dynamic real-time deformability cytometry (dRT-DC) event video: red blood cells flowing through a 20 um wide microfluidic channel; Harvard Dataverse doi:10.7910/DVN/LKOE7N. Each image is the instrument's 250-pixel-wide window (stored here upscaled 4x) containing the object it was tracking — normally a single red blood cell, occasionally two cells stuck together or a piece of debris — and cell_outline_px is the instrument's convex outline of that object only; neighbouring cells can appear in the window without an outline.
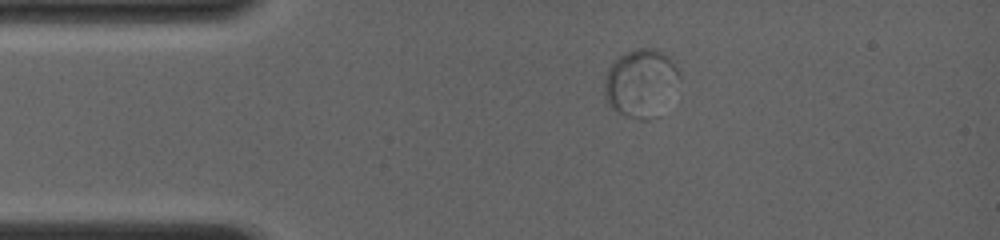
{"species": "common noctule bat (a hibernating species)", "species_latin": "Nyctalus noctula", "temperature_condition": "room temperature", "stored_images_in_passage": 47, "camera_frame_rate_fps": 4000, "um_per_image_px": 0.085, "animal": {"sex": "female", "body_mass_g": 19.0, "forearm_length_mm": 56.7}, "frame": {"image": 1, "passage_image": 1, "time_ms": 0.0, "image_size_px": [1000, 240], "cell_outline_px": [[680, 80], [648, 120], [640, 120], [628, 116], [612, 108], [604, 96], [604, 76], [608, 68], [624, 52], [636, 48], [656, 48], [668, 56], [676, 68], [680, 76]], "centroid_in_image_um": [54.4, 6.98], "position_along_channel_um": 30.6, "area_um2": 28.67}}
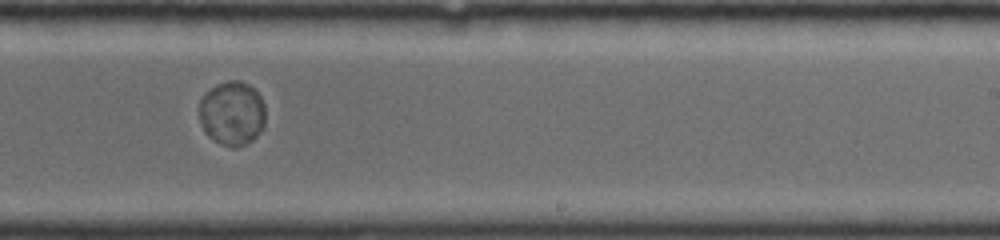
{"frame": {"image": 2, "passage_image": 20, "time_ms": 7.0, "image_size_px": [1000, 240], "cell_outline_px": [[264, 128], [252, 140], [236, 148], [232, 148], [208, 136], [204, 132], [200, 124], [200, 100], [204, 92], [208, 88], [216, 84], [228, 80], [240, 80], [248, 84], [260, 96], [264, 104]], "centroid_in_image_um": [19.71, 9.61], "position_along_channel_um": 269.3, "area_um2": 24.91}}
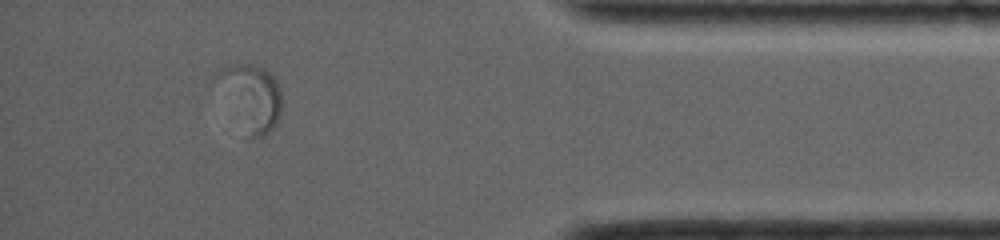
{"frame": {"image": 3, "passage_image": 40, "time_ms": 11.25, "image_size_px": [1000, 240], "cell_outline_px": [[280, 116], [276, 124], [264, 136], [252, 136], [212, 72], [232, 64], [248, 64], [264, 68], [276, 80], [280, 88]], "centroid_in_image_um": [21.41, 8.14], "position_along_channel_um": 413.8, "area_um2": 22.89}, "authors_computed_cell_mechanics": {"area_um2": 25.5476, "velocity_mm_per_s": 3.9774, "shape_relaxation_time_tau1_ms": 1.4648, "shape_relaxation_time_tau2_ms": null, "deformation_change_tau1": 0.0092, "deformation_change_tau2": null}}